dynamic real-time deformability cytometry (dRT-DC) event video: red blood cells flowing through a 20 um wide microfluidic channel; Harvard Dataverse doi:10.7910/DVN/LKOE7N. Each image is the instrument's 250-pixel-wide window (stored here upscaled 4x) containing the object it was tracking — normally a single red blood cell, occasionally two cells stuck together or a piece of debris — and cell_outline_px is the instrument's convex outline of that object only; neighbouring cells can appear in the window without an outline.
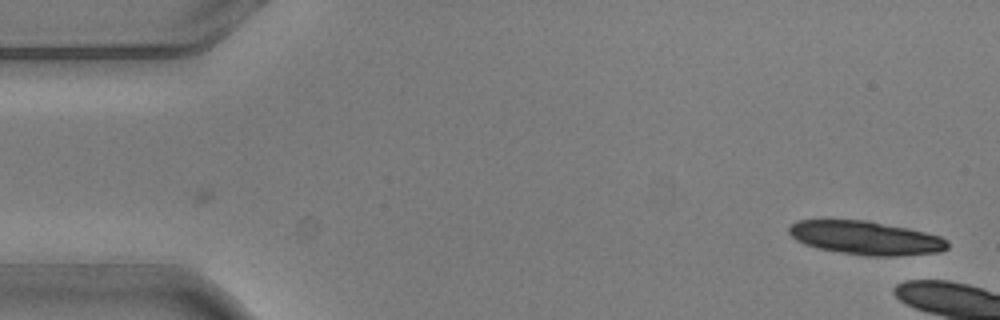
{"species": "common noctule bat (a hibernating species)", "species_latin": "Nyctalus noctula", "temperature_condition": "warm", "stored_images_in_passage": 3, "camera_frame_rate_fps": 3000, "um_per_image_px": 0.085, "animal": {"sex": "male", "body_mass_g": 20.5, "forearm_length_mm": 52.5}, "frame": {"image": 1, "passage_image": 3, "time_ms": 0.667, "image_size_px": [1000, 320], "cell_outline_px": [[948, 248], [940, 252], [896, 256], [864, 256], [816, 248], [804, 244], [796, 240], [788, 232], [788, 228], [796, 220], [868, 220], [908, 228], [940, 236], [948, 240]], "centroid_in_image_um": [73.59, 20.22], "position_along_channel_um": 11.4, "area_um2": 31.21}}